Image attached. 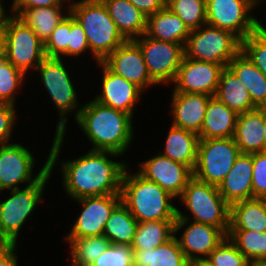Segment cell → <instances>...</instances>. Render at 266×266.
I'll use <instances>...</instances> for the list:
<instances>
[{"mask_svg": "<svg viewBox=\"0 0 266 266\" xmlns=\"http://www.w3.org/2000/svg\"><path fill=\"white\" fill-rule=\"evenodd\" d=\"M109 158H108V157ZM121 155L109 151L89 150L86 154L61 162L63 189L71 199L121 194V180L128 164L110 157Z\"/></svg>", "mask_w": 266, "mask_h": 266, "instance_id": "6da1fadb", "label": "cell"}, {"mask_svg": "<svg viewBox=\"0 0 266 266\" xmlns=\"http://www.w3.org/2000/svg\"><path fill=\"white\" fill-rule=\"evenodd\" d=\"M227 237L249 262L266 260V232L229 230Z\"/></svg>", "mask_w": 266, "mask_h": 266, "instance_id": "e575fe53", "label": "cell"}, {"mask_svg": "<svg viewBox=\"0 0 266 266\" xmlns=\"http://www.w3.org/2000/svg\"><path fill=\"white\" fill-rule=\"evenodd\" d=\"M241 51L266 76V27L264 24L241 41Z\"/></svg>", "mask_w": 266, "mask_h": 266, "instance_id": "74e56055", "label": "cell"}, {"mask_svg": "<svg viewBox=\"0 0 266 266\" xmlns=\"http://www.w3.org/2000/svg\"><path fill=\"white\" fill-rule=\"evenodd\" d=\"M8 244L0 237V251L6 247Z\"/></svg>", "mask_w": 266, "mask_h": 266, "instance_id": "db71d44e", "label": "cell"}, {"mask_svg": "<svg viewBox=\"0 0 266 266\" xmlns=\"http://www.w3.org/2000/svg\"><path fill=\"white\" fill-rule=\"evenodd\" d=\"M240 154L233 137L199 139L193 176L200 181L218 186Z\"/></svg>", "mask_w": 266, "mask_h": 266, "instance_id": "30bf717a", "label": "cell"}, {"mask_svg": "<svg viewBox=\"0 0 266 266\" xmlns=\"http://www.w3.org/2000/svg\"><path fill=\"white\" fill-rule=\"evenodd\" d=\"M25 74L5 57L0 60V102L16 105V93L23 86Z\"/></svg>", "mask_w": 266, "mask_h": 266, "instance_id": "8d00e7d4", "label": "cell"}, {"mask_svg": "<svg viewBox=\"0 0 266 266\" xmlns=\"http://www.w3.org/2000/svg\"><path fill=\"white\" fill-rule=\"evenodd\" d=\"M139 222L121 202L111 213L105 224L103 236L113 244L131 246Z\"/></svg>", "mask_w": 266, "mask_h": 266, "instance_id": "1f68e13d", "label": "cell"}, {"mask_svg": "<svg viewBox=\"0 0 266 266\" xmlns=\"http://www.w3.org/2000/svg\"><path fill=\"white\" fill-rule=\"evenodd\" d=\"M70 33V13L57 25L50 38L44 44L46 57L63 59L67 56V46Z\"/></svg>", "mask_w": 266, "mask_h": 266, "instance_id": "ab89813d", "label": "cell"}, {"mask_svg": "<svg viewBox=\"0 0 266 266\" xmlns=\"http://www.w3.org/2000/svg\"><path fill=\"white\" fill-rule=\"evenodd\" d=\"M264 139L266 143V106H263Z\"/></svg>", "mask_w": 266, "mask_h": 266, "instance_id": "f5cc1de1", "label": "cell"}, {"mask_svg": "<svg viewBox=\"0 0 266 266\" xmlns=\"http://www.w3.org/2000/svg\"><path fill=\"white\" fill-rule=\"evenodd\" d=\"M170 126L164 152L161 153L160 151L159 154L182 163L193 171L197 163L198 134L173 125Z\"/></svg>", "mask_w": 266, "mask_h": 266, "instance_id": "484cf974", "label": "cell"}, {"mask_svg": "<svg viewBox=\"0 0 266 266\" xmlns=\"http://www.w3.org/2000/svg\"><path fill=\"white\" fill-rule=\"evenodd\" d=\"M69 13L85 31L90 52L97 63L126 41L102 0L71 1Z\"/></svg>", "mask_w": 266, "mask_h": 266, "instance_id": "5b68a950", "label": "cell"}, {"mask_svg": "<svg viewBox=\"0 0 266 266\" xmlns=\"http://www.w3.org/2000/svg\"><path fill=\"white\" fill-rule=\"evenodd\" d=\"M128 171L126 166L121 180V198L133 217L139 223L176 220L178 208L171 204L175 198L138 171L133 175Z\"/></svg>", "mask_w": 266, "mask_h": 266, "instance_id": "277c9868", "label": "cell"}, {"mask_svg": "<svg viewBox=\"0 0 266 266\" xmlns=\"http://www.w3.org/2000/svg\"><path fill=\"white\" fill-rule=\"evenodd\" d=\"M252 198L266 199V152L252 153Z\"/></svg>", "mask_w": 266, "mask_h": 266, "instance_id": "b9f144b4", "label": "cell"}, {"mask_svg": "<svg viewBox=\"0 0 266 266\" xmlns=\"http://www.w3.org/2000/svg\"><path fill=\"white\" fill-rule=\"evenodd\" d=\"M132 116L92 100L83 105L75 119L96 151L123 155L133 139Z\"/></svg>", "mask_w": 266, "mask_h": 266, "instance_id": "7a4b0ae2", "label": "cell"}, {"mask_svg": "<svg viewBox=\"0 0 266 266\" xmlns=\"http://www.w3.org/2000/svg\"><path fill=\"white\" fill-rule=\"evenodd\" d=\"M65 134H55L50 148L49 171L36 183L24 189H11V196L0 202V237L8 245H17L19 231L36 209L44 193V187L57 164Z\"/></svg>", "mask_w": 266, "mask_h": 266, "instance_id": "3957f363", "label": "cell"}, {"mask_svg": "<svg viewBox=\"0 0 266 266\" xmlns=\"http://www.w3.org/2000/svg\"><path fill=\"white\" fill-rule=\"evenodd\" d=\"M17 245H7L0 251V266H18Z\"/></svg>", "mask_w": 266, "mask_h": 266, "instance_id": "7dc6e473", "label": "cell"}, {"mask_svg": "<svg viewBox=\"0 0 266 266\" xmlns=\"http://www.w3.org/2000/svg\"><path fill=\"white\" fill-rule=\"evenodd\" d=\"M4 58V29H0V60Z\"/></svg>", "mask_w": 266, "mask_h": 266, "instance_id": "681fc988", "label": "cell"}, {"mask_svg": "<svg viewBox=\"0 0 266 266\" xmlns=\"http://www.w3.org/2000/svg\"><path fill=\"white\" fill-rule=\"evenodd\" d=\"M133 266H193L174 235L154 249L133 250Z\"/></svg>", "mask_w": 266, "mask_h": 266, "instance_id": "f546056e", "label": "cell"}, {"mask_svg": "<svg viewBox=\"0 0 266 266\" xmlns=\"http://www.w3.org/2000/svg\"><path fill=\"white\" fill-rule=\"evenodd\" d=\"M173 126L199 134L212 96L200 93L172 92Z\"/></svg>", "mask_w": 266, "mask_h": 266, "instance_id": "ffe728a7", "label": "cell"}, {"mask_svg": "<svg viewBox=\"0 0 266 266\" xmlns=\"http://www.w3.org/2000/svg\"><path fill=\"white\" fill-rule=\"evenodd\" d=\"M15 106L0 102V145L8 144L12 137L14 124H16Z\"/></svg>", "mask_w": 266, "mask_h": 266, "instance_id": "ee69618b", "label": "cell"}, {"mask_svg": "<svg viewBox=\"0 0 266 266\" xmlns=\"http://www.w3.org/2000/svg\"><path fill=\"white\" fill-rule=\"evenodd\" d=\"M248 266H266V260L263 261H251Z\"/></svg>", "mask_w": 266, "mask_h": 266, "instance_id": "816d5d0a", "label": "cell"}, {"mask_svg": "<svg viewBox=\"0 0 266 266\" xmlns=\"http://www.w3.org/2000/svg\"><path fill=\"white\" fill-rule=\"evenodd\" d=\"M193 266H214L207 259L196 262Z\"/></svg>", "mask_w": 266, "mask_h": 266, "instance_id": "f907efd6", "label": "cell"}, {"mask_svg": "<svg viewBox=\"0 0 266 266\" xmlns=\"http://www.w3.org/2000/svg\"><path fill=\"white\" fill-rule=\"evenodd\" d=\"M1 1L2 0H0V29H4L7 24L8 19L11 17L12 14H7L5 12L6 10L3 6L4 4Z\"/></svg>", "mask_w": 266, "mask_h": 266, "instance_id": "c3c4849f", "label": "cell"}, {"mask_svg": "<svg viewBox=\"0 0 266 266\" xmlns=\"http://www.w3.org/2000/svg\"><path fill=\"white\" fill-rule=\"evenodd\" d=\"M166 6L190 31L206 24V0H166Z\"/></svg>", "mask_w": 266, "mask_h": 266, "instance_id": "d590c367", "label": "cell"}, {"mask_svg": "<svg viewBox=\"0 0 266 266\" xmlns=\"http://www.w3.org/2000/svg\"><path fill=\"white\" fill-rule=\"evenodd\" d=\"M241 51V40L230 31L208 24L191 30L185 45V56L227 67Z\"/></svg>", "mask_w": 266, "mask_h": 266, "instance_id": "ba28073f", "label": "cell"}, {"mask_svg": "<svg viewBox=\"0 0 266 266\" xmlns=\"http://www.w3.org/2000/svg\"><path fill=\"white\" fill-rule=\"evenodd\" d=\"M190 221L176 219L174 234L187 225L186 228H183L184 232L180 239L177 238V241L187 260L194 265L198 261L207 259L227 235L220 228L213 225Z\"/></svg>", "mask_w": 266, "mask_h": 266, "instance_id": "5bb4252c", "label": "cell"}, {"mask_svg": "<svg viewBox=\"0 0 266 266\" xmlns=\"http://www.w3.org/2000/svg\"><path fill=\"white\" fill-rule=\"evenodd\" d=\"M98 66L102 67L103 73L102 92L94 100L133 117L134 107L139 103L143 91L134 83L110 71L102 62H98Z\"/></svg>", "mask_w": 266, "mask_h": 266, "instance_id": "d6986e66", "label": "cell"}, {"mask_svg": "<svg viewBox=\"0 0 266 266\" xmlns=\"http://www.w3.org/2000/svg\"><path fill=\"white\" fill-rule=\"evenodd\" d=\"M65 240L71 244V266L91 265L111 245L109 239L103 235Z\"/></svg>", "mask_w": 266, "mask_h": 266, "instance_id": "836d02e7", "label": "cell"}, {"mask_svg": "<svg viewBox=\"0 0 266 266\" xmlns=\"http://www.w3.org/2000/svg\"><path fill=\"white\" fill-rule=\"evenodd\" d=\"M185 205L184 209L192 214L188 216L177 209L176 219L194 220L220 228L226 235L230 228V205L221 196L218 187L200 181L194 176L188 181L179 198Z\"/></svg>", "mask_w": 266, "mask_h": 266, "instance_id": "8992f818", "label": "cell"}, {"mask_svg": "<svg viewBox=\"0 0 266 266\" xmlns=\"http://www.w3.org/2000/svg\"><path fill=\"white\" fill-rule=\"evenodd\" d=\"M263 106L237 116L234 141L241 153L266 152Z\"/></svg>", "mask_w": 266, "mask_h": 266, "instance_id": "7402d4cb", "label": "cell"}, {"mask_svg": "<svg viewBox=\"0 0 266 266\" xmlns=\"http://www.w3.org/2000/svg\"><path fill=\"white\" fill-rule=\"evenodd\" d=\"M257 0H206V24L230 31L241 41L262 22L250 13Z\"/></svg>", "mask_w": 266, "mask_h": 266, "instance_id": "8fae6325", "label": "cell"}, {"mask_svg": "<svg viewBox=\"0 0 266 266\" xmlns=\"http://www.w3.org/2000/svg\"><path fill=\"white\" fill-rule=\"evenodd\" d=\"M248 90L253 104L266 106V76L240 51L228 64Z\"/></svg>", "mask_w": 266, "mask_h": 266, "instance_id": "83f0119b", "label": "cell"}, {"mask_svg": "<svg viewBox=\"0 0 266 266\" xmlns=\"http://www.w3.org/2000/svg\"><path fill=\"white\" fill-rule=\"evenodd\" d=\"M147 17L166 6V0H128Z\"/></svg>", "mask_w": 266, "mask_h": 266, "instance_id": "bcb514c9", "label": "cell"}, {"mask_svg": "<svg viewBox=\"0 0 266 266\" xmlns=\"http://www.w3.org/2000/svg\"><path fill=\"white\" fill-rule=\"evenodd\" d=\"M145 34L155 40L176 44L187 43L190 30L167 6L147 17Z\"/></svg>", "mask_w": 266, "mask_h": 266, "instance_id": "d4e9b609", "label": "cell"}, {"mask_svg": "<svg viewBox=\"0 0 266 266\" xmlns=\"http://www.w3.org/2000/svg\"><path fill=\"white\" fill-rule=\"evenodd\" d=\"M89 50V44L86 38L85 31L81 25L70 14V33L67 46V56H80L85 51Z\"/></svg>", "mask_w": 266, "mask_h": 266, "instance_id": "7bdbcfd3", "label": "cell"}, {"mask_svg": "<svg viewBox=\"0 0 266 266\" xmlns=\"http://www.w3.org/2000/svg\"><path fill=\"white\" fill-rule=\"evenodd\" d=\"M223 66L184 56L174 79L173 92L215 96Z\"/></svg>", "mask_w": 266, "mask_h": 266, "instance_id": "2e32d148", "label": "cell"}, {"mask_svg": "<svg viewBox=\"0 0 266 266\" xmlns=\"http://www.w3.org/2000/svg\"><path fill=\"white\" fill-rule=\"evenodd\" d=\"M4 57L25 75L46 58L44 43L15 15H11L4 28Z\"/></svg>", "mask_w": 266, "mask_h": 266, "instance_id": "9c48e42d", "label": "cell"}, {"mask_svg": "<svg viewBox=\"0 0 266 266\" xmlns=\"http://www.w3.org/2000/svg\"><path fill=\"white\" fill-rule=\"evenodd\" d=\"M142 50L152 80L157 84H171L185 56V46L155 40L145 33L134 40Z\"/></svg>", "mask_w": 266, "mask_h": 266, "instance_id": "4fadbf2b", "label": "cell"}, {"mask_svg": "<svg viewBox=\"0 0 266 266\" xmlns=\"http://www.w3.org/2000/svg\"><path fill=\"white\" fill-rule=\"evenodd\" d=\"M215 97L237 114L257 108L246 87L228 66L220 74Z\"/></svg>", "mask_w": 266, "mask_h": 266, "instance_id": "f1b7e54d", "label": "cell"}, {"mask_svg": "<svg viewBox=\"0 0 266 266\" xmlns=\"http://www.w3.org/2000/svg\"><path fill=\"white\" fill-rule=\"evenodd\" d=\"M69 3L70 1L67 0ZM66 0H13L10 10H12L15 16H20L26 9L51 7V6H63Z\"/></svg>", "mask_w": 266, "mask_h": 266, "instance_id": "f6af8a7d", "label": "cell"}, {"mask_svg": "<svg viewBox=\"0 0 266 266\" xmlns=\"http://www.w3.org/2000/svg\"><path fill=\"white\" fill-rule=\"evenodd\" d=\"M176 220L140 222L131 248L133 250L154 249L170 240L174 234Z\"/></svg>", "mask_w": 266, "mask_h": 266, "instance_id": "d6a6232c", "label": "cell"}, {"mask_svg": "<svg viewBox=\"0 0 266 266\" xmlns=\"http://www.w3.org/2000/svg\"><path fill=\"white\" fill-rule=\"evenodd\" d=\"M138 172L174 198L181 197L188 181L193 177V171L188 166L161 154L143 161Z\"/></svg>", "mask_w": 266, "mask_h": 266, "instance_id": "ac0fdd59", "label": "cell"}, {"mask_svg": "<svg viewBox=\"0 0 266 266\" xmlns=\"http://www.w3.org/2000/svg\"><path fill=\"white\" fill-rule=\"evenodd\" d=\"M83 209L66 238L103 235L104 227L113 210L122 202L121 194L88 196L76 199Z\"/></svg>", "mask_w": 266, "mask_h": 266, "instance_id": "9a60e30c", "label": "cell"}, {"mask_svg": "<svg viewBox=\"0 0 266 266\" xmlns=\"http://www.w3.org/2000/svg\"><path fill=\"white\" fill-rule=\"evenodd\" d=\"M64 59L57 57H46L36 68L43 86L48 91L56 109H58L60 120L56 125L55 134L66 133L68 113L76 111L74 118L76 119L81 111L78 105V94L74 89L73 82L69 76V72L64 66ZM78 109V110H77Z\"/></svg>", "mask_w": 266, "mask_h": 266, "instance_id": "52a82bcc", "label": "cell"}, {"mask_svg": "<svg viewBox=\"0 0 266 266\" xmlns=\"http://www.w3.org/2000/svg\"><path fill=\"white\" fill-rule=\"evenodd\" d=\"M214 266H248V259L226 237L208 256Z\"/></svg>", "mask_w": 266, "mask_h": 266, "instance_id": "f35d334b", "label": "cell"}, {"mask_svg": "<svg viewBox=\"0 0 266 266\" xmlns=\"http://www.w3.org/2000/svg\"><path fill=\"white\" fill-rule=\"evenodd\" d=\"M229 230L266 232V199L252 198L232 204Z\"/></svg>", "mask_w": 266, "mask_h": 266, "instance_id": "4316f807", "label": "cell"}, {"mask_svg": "<svg viewBox=\"0 0 266 266\" xmlns=\"http://www.w3.org/2000/svg\"><path fill=\"white\" fill-rule=\"evenodd\" d=\"M102 63L110 71L134 83L143 92L156 84L148 73L141 48L134 40L125 41Z\"/></svg>", "mask_w": 266, "mask_h": 266, "instance_id": "e0dca14e", "label": "cell"}, {"mask_svg": "<svg viewBox=\"0 0 266 266\" xmlns=\"http://www.w3.org/2000/svg\"><path fill=\"white\" fill-rule=\"evenodd\" d=\"M252 153H241L227 176L217 186L221 196L231 206L252 199Z\"/></svg>", "mask_w": 266, "mask_h": 266, "instance_id": "44dd1931", "label": "cell"}, {"mask_svg": "<svg viewBox=\"0 0 266 266\" xmlns=\"http://www.w3.org/2000/svg\"><path fill=\"white\" fill-rule=\"evenodd\" d=\"M238 114L212 96L208 102L205 118L198 134L199 139L233 137Z\"/></svg>", "mask_w": 266, "mask_h": 266, "instance_id": "603a6c76", "label": "cell"}, {"mask_svg": "<svg viewBox=\"0 0 266 266\" xmlns=\"http://www.w3.org/2000/svg\"><path fill=\"white\" fill-rule=\"evenodd\" d=\"M35 162L30 149L21 143L0 145V193L5 189H19L21 183L30 186L38 182L49 171V158L33 177Z\"/></svg>", "mask_w": 266, "mask_h": 266, "instance_id": "7c38bea8", "label": "cell"}, {"mask_svg": "<svg viewBox=\"0 0 266 266\" xmlns=\"http://www.w3.org/2000/svg\"><path fill=\"white\" fill-rule=\"evenodd\" d=\"M63 7L64 6H51L26 9L19 18L22 19L45 44L57 25L69 14L70 3L66 7L68 8L67 14L64 12L62 13Z\"/></svg>", "mask_w": 266, "mask_h": 266, "instance_id": "4dcf8cb0", "label": "cell"}, {"mask_svg": "<svg viewBox=\"0 0 266 266\" xmlns=\"http://www.w3.org/2000/svg\"><path fill=\"white\" fill-rule=\"evenodd\" d=\"M89 266H133V249L129 245L111 243Z\"/></svg>", "mask_w": 266, "mask_h": 266, "instance_id": "60d3db41", "label": "cell"}, {"mask_svg": "<svg viewBox=\"0 0 266 266\" xmlns=\"http://www.w3.org/2000/svg\"><path fill=\"white\" fill-rule=\"evenodd\" d=\"M123 38L135 40L146 32L147 16L128 0H102Z\"/></svg>", "mask_w": 266, "mask_h": 266, "instance_id": "cb8c5ba5", "label": "cell"}]
</instances>
